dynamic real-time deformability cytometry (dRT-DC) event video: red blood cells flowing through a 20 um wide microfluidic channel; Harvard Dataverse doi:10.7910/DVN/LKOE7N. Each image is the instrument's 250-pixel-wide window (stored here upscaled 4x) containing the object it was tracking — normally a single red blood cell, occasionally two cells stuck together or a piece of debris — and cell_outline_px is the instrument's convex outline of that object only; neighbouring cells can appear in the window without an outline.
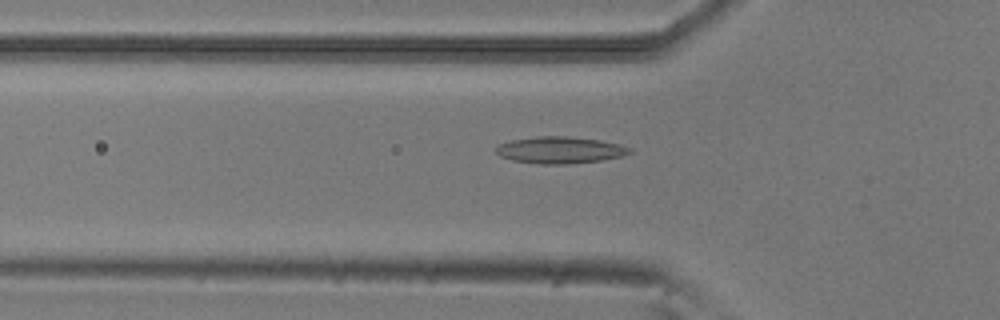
{"species": "common noctule bat (a hibernating species)", "species_latin": "Nyctalus noctula", "temperature_condition": "room temperature", "stored_images_in_passage": 3, "camera_frame_rate_fps": 3000, "um_per_image_px": 0.085, "animal": {"sex": "male", "body_mass_g": 20.5, "forearm_length_mm": 52.5}, "frame": {"image": 1, "passage_image": 3, "time_ms": 0.667, "image_size_px": [1000, 320], "cell_outline_px": [[632, 152], [620, 156], [600, 160], [568, 164], [540, 164], [512, 160], [500, 156], [496, 152], [496, 144], [512, 140], [536, 136], [568, 136], [600, 140], [620, 144], [632, 148]], "centroid_in_image_um": [47.58, 12.74], "position_along_channel_um": 78.2, "area_um2": 20.87}}